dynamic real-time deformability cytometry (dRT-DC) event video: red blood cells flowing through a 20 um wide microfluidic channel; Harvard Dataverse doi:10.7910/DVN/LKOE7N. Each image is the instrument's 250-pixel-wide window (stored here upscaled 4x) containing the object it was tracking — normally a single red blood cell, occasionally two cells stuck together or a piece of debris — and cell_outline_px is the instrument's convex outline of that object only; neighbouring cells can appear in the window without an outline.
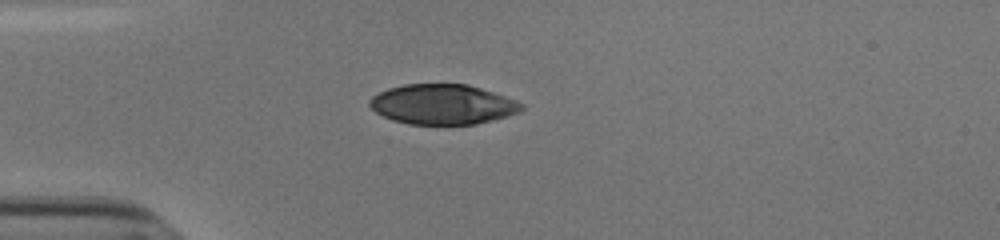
{"species": "human", "species_latin": "Homo sapiens", "temperature_condition": "cold", "stored_images_in_passage": 39, "camera_frame_rate_fps": 3000, "um_per_image_px": 0.085, "donor": {"sex": "male"}, "frame": {"image": 1, "passage_image": 1, "time_ms": 0.0, "image_size_px": [1000, 240], "cell_outline_px": [[524, 108], [520, 112], [508, 116], [476, 124], [408, 124], [392, 120], [376, 112], [368, 104], [368, 100], [372, 96], [388, 88], [404, 84], [468, 84], [516, 100], [524, 104]], "centroid_in_image_um": [37.62, 8.87], "position_along_channel_um": 47.4, "area_um2": 35.43}}
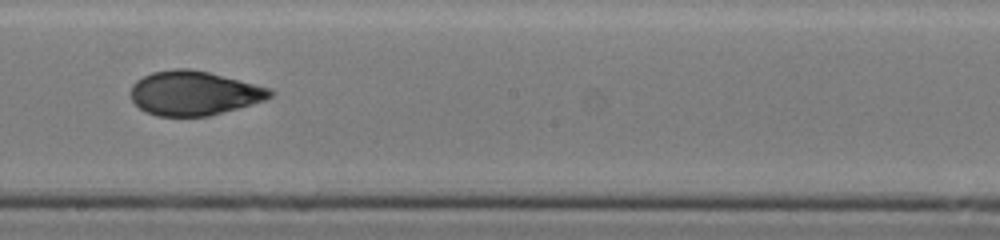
{"frame": {"image": 2, "passage_image": 17, "time_ms": 5.333, "image_size_px": [1000, 240], "cell_outline_px": [[276, 92], [272, 96], [264, 100], [208, 116], [156, 116], [144, 112], [132, 100], [132, 84], [136, 80], [152, 72], [172, 68], [188, 68], [208, 72], [272, 88]], "centroid_in_image_um": [16.48, 7.91], "position_along_channel_um": 231.7, "area_um2": 35.89}}
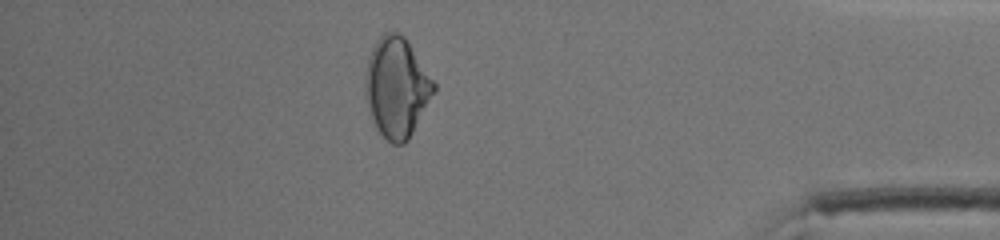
{"frame": {"image": 3, "passage_image": 33, "time_ms": 10.667, "image_size_px": [1000, 240], "cell_outline_px": [[436, 88], [408, 140], [404, 144], [392, 144], [376, 128], [364, 96], [364, 76], [368, 56], [376, 40], [384, 32], [400, 32], [404, 36], [436, 84]], "centroid_in_image_um": [33.68, 7.4], "position_along_channel_um": 401.5, "area_um2": 39.77}, "authors_computed_cell_mechanics": {"area_um2": 36.4718, "velocity_mm_per_s": 3.8435, "shape_relaxation_time_tau1_ms": null, "shape_relaxation_time_tau2_ms": 1.7559, "deformation_change_tau1": null, "deformation_change_tau2": 0.0512}}